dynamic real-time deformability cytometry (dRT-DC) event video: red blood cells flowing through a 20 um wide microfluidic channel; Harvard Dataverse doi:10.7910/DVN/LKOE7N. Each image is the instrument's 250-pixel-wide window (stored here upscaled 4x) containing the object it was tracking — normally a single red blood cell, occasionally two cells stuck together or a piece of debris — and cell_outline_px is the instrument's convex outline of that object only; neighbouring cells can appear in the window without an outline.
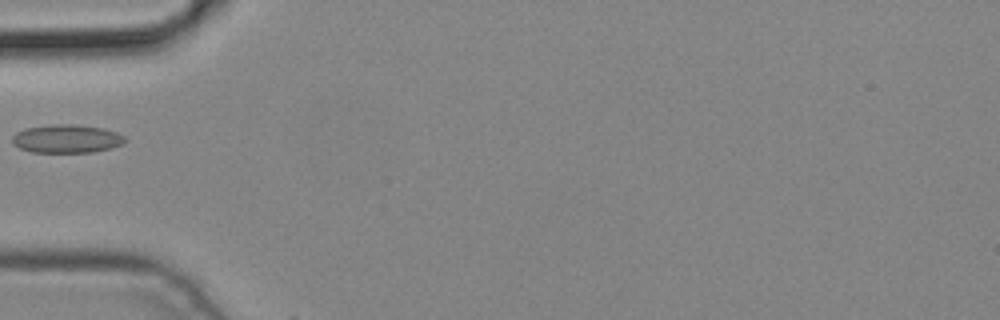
{"species": "common noctule bat (a hibernating species)", "species_latin": "Nyctalus noctula", "temperature_condition": "cold", "stored_images_in_passage": 3, "camera_frame_rate_fps": 3000, "um_per_image_px": 0.085, "animal": {"sex": "male", "body_mass_g": 19.2, "forearm_length_mm": 51.8}, "frame": {"image": 1, "passage_image": 3, "time_ms": 0.667, "image_size_px": [1000, 320], "cell_outline_px": [[128, 140], [124, 144], [112, 148], [92, 152], [32, 152], [20, 148], [12, 144], [12, 136], [16, 132], [24, 128], [52, 124], [76, 124], [104, 128], [116, 132], [124, 136]], "centroid_in_image_um": [5.68, 11.79], "position_along_channel_um": 79.3, "area_um2": 18.9}}